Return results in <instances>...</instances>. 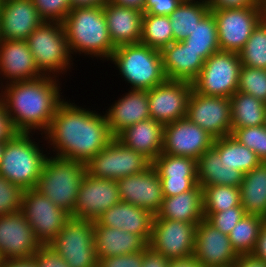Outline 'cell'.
Instances as JSON below:
<instances>
[{
	"label": "cell",
	"instance_id": "6da1fadb",
	"mask_svg": "<svg viewBox=\"0 0 266 267\" xmlns=\"http://www.w3.org/2000/svg\"><path fill=\"white\" fill-rule=\"evenodd\" d=\"M44 140L58 158L86 164L114 138L106 115L91 111L70 101L57 108Z\"/></svg>",
	"mask_w": 266,
	"mask_h": 267
},
{
	"label": "cell",
	"instance_id": "7a4b0ae2",
	"mask_svg": "<svg viewBox=\"0 0 266 267\" xmlns=\"http://www.w3.org/2000/svg\"><path fill=\"white\" fill-rule=\"evenodd\" d=\"M58 79L43 75L34 80L10 82L0 87V101L16 132L35 134L39 131L43 135L48 130L58 106L66 100L61 97Z\"/></svg>",
	"mask_w": 266,
	"mask_h": 267
},
{
	"label": "cell",
	"instance_id": "3957f363",
	"mask_svg": "<svg viewBox=\"0 0 266 267\" xmlns=\"http://www.w3.org/2000/svg\"><path fill=\"white\" fill-rule=\"evenodd\" d=\"M62 25L71 54L83 53L103 61L112 56L116 47L109 36L103 7L71 9Z\"/></svg>",
	"mask_w": 266,
	"mask_h": 267
},
{
	"label": "cell",
	"instance_id": "277c9868",
	"mask_svg": "<svg viewBox=\"0 0 266 267\" xmlns=\"http://www.w3.org/2000/svg\"><path fill=\"white\" fill-rule=\"evenodd\" d=\"M33 133L16 132L4 142L0 175L22 190L35 188L48 154L40 149ZM47 155V156H46Z\"/></svg>",
	"mask_w": 266,
	"mask_h": 267
},
{
	"label": "cell",
	"instance_id": "5b68a950",
	"mask_svg": "<svg viewBox=\"0 0 266 267\" xmlns=\"http://www.w3.org/2000/svg\"><path fill=\"white\" fill-rule=\"evenodd\" d=\"M87 173L83 162L48 156L35 186L56 206L74 212L77 194Z\"/></svg>",
	"mask_w": 266,
	"mask_h": 267
},
{
	"label": "cell",
	"instance_id": "8992f818",
	"mask_svg": "<svg viewBox=\"0 0 266 267\" xmlns=\"http://www.w3.org/2000/svg\"><path fill=\"white\" fill-rule=\"evenodd\" d=\"M131 90H150L165 80L161 53L141 42L115 48L109 59Z\"/></svg>",
	"mask_w": 266,
	"mask_h": 267
},
{
	"label": "cell",
	"instance_id": "52a82bcc",
	"mask_svg": "<svg viewBox=\"0 0 266 267\" xmlns=\"http://www.w3.org/2000/svg\"><path fill=\"white\" fill-rule=\"evenodd\" d=\"M34 62L43 75L58 77L73 66L61 22L43 21L26 40ZM72 62V63H71ZM52 73V74H51ZM59 74V75H58Z\"/></svg>",
	"mask_w": 266,
	"mask_h": 267
},
{
	"label": "cell",
	"instance_id": "ba28073f",
	"mask_svg": "<svg viewBox=\"0 0 266 267\" xmlns=\"http://www.w3.org/2000/svg\"><path fill=\"white\" fill-rule=\"evenodd\" d=\"M241 66L239 53H213L192 81L193 90L203 95L230 98L238 89Z\"/></svg>",
	"mask_w": 266,
	"mask_h": 267
},
{
	"label": "cell",
	"instance_id": "9c48e42d",
	"mask_svg": "<svg viewBox=\"0 0 266 267\" xmlns=\"http://www.w3.org/2000/svg\"><path fill=\"white\" fill-rule=\"evenodd\" d=\"M49 245L70 267H98L94 221L71 217Z\"/></svg>",
	"mask_w": 266,
	"mask_h": 267
},
{
	"label": "cell",
	"instance_id": "30bf717a",
	"mask_svg": "<svg viewBox=\"0 0 266 267\" xmlns=\"http://www.w3.org/2000/svg\"><path fill=\"white\" fill-rule=\"evenodd\" d=\"M151 165L148 158L125 146L116 137L85 164L90 176L113 180L143 172Z\"/></svg>",
	"mask_w": 266,
	"mask_h": 267
},
{
	"label": "cell",
	"instance_id": "8fae6325",
	"mask_svg": "<svg viewBox=\"0 0 266 267\" xmlns=\"http://www.w3.org/2000/svg\"><path fill=\"white\" fill-rule=\"evenodd\" d=\"M20 211L41 245H49L71 219V214L34 188L23 190Z\"/></svg>",
	"mask_w": 266,
	"mask_h": 267
},
{
	"label": "cell",
	"instance_id": "7c38bea8",
	"mask_svg": "<svg viewBox=\"0 0 266 267\" xmlns=\"http://www.w3.org/2000/svg\"><path fill=\"white\" fill-rule=\"evenodd\" d=\"M198 224L154 217L148 247L168 260L193 256Z\"/></svg>",
	"mask_w": 266,
	"mask_h": 267
},
{
	"label": "cell",
	"instance_id": "4fadbf2b",
	"mask_svg": "<svg viewBox=\"0 0 266 267\" xmlns=\"http://www.w3.org/2000/svg\"><path fill=\"white\" fill-rule=\"evenodd\" d=\"M210 11L217 23L220 51L239 53L261 21L259 7Z\"/></svg>",
	"mask_w": 266,
	"mask_h": 267
},
{
	"label": "cell",
	"instance_id": "5bb4252c",
	"mask_svg": "<svg viewBox=\"0 0 266 267\" xmlns=\"http://www.w3.org/2000/svg\"><path fill=\"white\" fill-rule=\"evenodd\" d=\"M214 138L232 134L230 98L208 96L191 92L188 100L187 116Z\"/></svg>",
	"mask_w": 266,
	"mask_h": 267
},
{
	"label": "cell",
	"instance_id": "9a60e30c",
	"mask_svg": "<svg viewBox=\"0 0 266 267\" xmlns=\"http://www.w3.org/2000/svg\"><path fill=\"white\" fill-rule=\"evenodd\" d=\"M192 91V82L168 79L148 90L151 118L164 125L186 118Z\"/></svg>",
	"mask_w": 266,
	"mask_h": 267
},
{
	"label": "cell",
	"instance_id": "2e32d148",
	"mask_svg": "<svg viewBox=\"0 0 266 267\" xmlns=\"http://www.w3.org/2000/svg\"><path fill=\"white\" fill-rule=\"evenodd\" d=\"M214 137L187 117L166 124L161 153L195 159L211 149Z\"/></svg>",
	"mask_w": 266,
	"mask_h": 267
},
{
	"label": "cell",
	"instance_id": "e0dca14e",
	"mask_svg": "<svg viewBox=\"0 0 266 267\" xmlns=\"http://www.w3.org/2000/svg\"><path fill=\"white\" fill-rule=\"evenodd\" d=\"M119 201L117 180L98 179L86 173L79 188L71 217L96 221L107 209Z\"/></svg>",
	"mask_w": 266,
	"mask_h": 267
},
{
	"label": "cell",
	"instance_id": "ac0fdd59",
	"mask_svg": "<svg viewBox=\"0 0 266 267\" xmlns=\"http://www.w3.org/2000/svg\"><path fill=\"white\" fill-rule=\"evenodd\" d=\"M40 246L21 211L0 216V260L31 258Z\"/></svg>",
	"mask_w": 266,
	"mask_h": 267
},
{
	"label": "cell",
	"instance_id": "d6986e66",
	"mask_svg": "<svg viewBox=\"0 0 266 267\" xmlns=\"http://www.w3.org/2000/svg\"><path fill=\"white\" fill-rule=\"evenodd\" d=\"M193 256L203 267H231L239 255L228 235L204 218L196 226Z\"/></svg>",
	"mask_w": 266,
	"mask_h": 267
},
{
	"label": "cell",
	"instance_id": "ffe728a7",
	"mask_svg": "<svg viewBox=\"0 0 266 267\" xmlns=\"http://www.w3.org/2000/svg\"><path fill=\"white\" fill-rule=\"evenodd\" d=\"M117 183L121 201L157 215L164 197L161 180L153 165L143 172L120 178Z\"/></svg>",
	"mask_w": 266,
	"mask_h": 267
},
{
	"label": "cell",
	"instance_id": "44dd1931",
	"mask_svg": "<svg viewBox=\"0 0 266 267\" xmlns=\"http://www.w3.org/2000/svg\"><path fill=\"white\" fill-rule=\"evenodd\" d=\"M42 22L32 0H3L0 5V40L26 41Z\"/></svg>",
	"mask_w": 266,
	"mask_h": 267
},
{
	"label": "cell",
	"instance_id": "7402d4cb",
	"mask_svg": "<svg viewBox=\"0 0 266 267\" xmlns=\"http://www.w3.org/2000/svg\"><path fill=\"white\" fill-rule=\"evenodd\" d=\"M0 75V87L4 85V80H7L4 83L8 84L43 76L34 62L27 42L19 40H0Z\"/></svg>",
	"mask_w": 266,
	"mask_h": 267
},
{
	"label": "cell",
	"instance_id": "603a6c76",
	"mask_svg": "<svg viewBox=\"0 0 266 267\" xmlns=\"http://www.w3.org/2000/svg\"><path fill=\"white\" fill-rule=\"evenodd\" d=\"M153 219L154 216L149 211L120 200L94 221V226L123 229L141 236L149 243Z\"/></svg>",
	"mask_w": 266,
	"mask_h": 267
},
{
	"label": "cell",
	"instance_id": "cb8c5ba5",
	"mask_svg": "<svg viewBox=\"0 0 266 267\" xmlns=\"http://www.w3.org/2000/svg\"><path fill=\"white\" fill-rule=\"evenodd\" d=\"M103 12L115 47L140 42L143 11L107 2L103 6Z\"/></svg>",
	"mask_w": 266,
	"mask_h": 267
},
{
	"label": "cell",
	"instance_id": "d4e9b609",
	"mask_svg": "<svg viewBox=\"0 0 266 267\" xmlns=\"http://www.w3.org/2000/svg\"><path fill=\"white\" fill-rule=\"evenodd\" d=\"M113 104L103 114L106 115L110 132L114 137L126 127L151 118L147 90L130 89Z\"/></svg>",
	"mask_w": 266,
	"mask_h": 267
},
{
	"label": "cell",
	"instance_id": "484cf974",
	"mask_svg": "<svg viewBox=\"0 0 266 267\" xmlns=\"http://www.w3.org/2000/svg\"><path fill=\"white\" fill-rule=\"evenodd\" d=\"M165 125L152 118L126 127L116 138L153 162L162 151Z\"/></svg>",
	"mask_w": 266,
	"mask_h": 267
},
{
	"label": "cell",
	"instance_id": "4316f807",
	"mask_svg": "<svg viewBox=\"0 0 266 267\" xmlns=\"http://www.w3.org/2000/svg\"><path fill=\"white\" fill-rule=\"evenodd\" d=\"M163 71L168 80L192 82L200 73L205 60L183 41L172 42L161 51Z\"/></svg>",
	"mask_w": 266,
	"mask_h": 267
},
{
	"label": "cell",
	"instance_id": "83f0119b",
	"mask_svg": "<svg viewBox=\"0 0 266 267\" xmlns=\"http://www.w3.org/2000/svg\"><path fill=\"white\" fill-rule=\"evenodd\" d=\"M94 245L98 261L111 256L141 252L148 247L141 236L108 226H94Z\"/></svg>",
	"mask_w": 266,
	"mask_h": 267
},
{
	"label": "cell",
	"instance_id": "f1b7e54d",
	"mask_svg": "<svg viewBox=\"0 0 266 267\" xmlns=\"http://www.w3.org/2000/svg\"><path fill=\"white\" fill-rule=\"evenodd\" d=\"M154 217L199 223L204 219L202 187L197 184L187 192L164 197L160 210Z\"/></svg>",
	"mask_w": 266,
	"mask_h": 267
},
{
	"label": "cell",
	"instance_id": "f546056e",
	"mask_svg": "<svg viewBox=\"0 0 266 267\" xmlns=\"http://www.w3.org/2000/svg\"><path fill=\"white\" fill-rule=\"evenodd\" d=\"M197 179L202 188L214 185L240 187L243 173L227 165L221 160L219 154L211 148L197 160Z\"/></svg>",
	"mask_w": 266,
	"mask_h": 267
},
{
	"label": "cell",
	"instance_id": "4dcf8cb0",
	"mask_svg": "<svg viewBox=\"0 0 266 267\" xmlns=\"http://www.w3.org/2000/svg\"><path fill=\"white\" fill-rule=\"evenodd\" d=\"M240 197L246 214L266 220V162L243 174Z\"/></svg>",
	"mask_w": 266,
	"mask_h": 267
},
{
	"label": "cell",
	"instance_id": "1f68e13d",
	"mask_svg": "<svg viewBox=\"0 0 266 267\" xmlns=\"http://www.w3.org/2000/svg\"><path fill=\"white\" fill-rule=\"evenodd\" d=\"M212 148L219 154L221 160L243 174L262 162L255 152L240 144L231 134L215 138Z\"/></svg>",
	"mask_w": 266,
	"mask_h": 267
},
{
	"label": "cell",
	"instance_id": "d6a6232c",
	"mask_svg": "<svg viewBox=\"0 0 266 267\" xmlns=\"http://www.w3.org/2000/svg\"><path fill=\"white\" fill-rule=\"evenodd\" d=\"M232 131L263 125L266 104L252 95L236 91L230 97Z\"/></svg>",
	"mask_w": 266,
	"mask_h": 267
},
{
	"label": "cell",
	"instance_id": "836d02e7",
	"mask_svg": "<svg viewBox=\"0 0 266 267\" xmlns=\"http://www.w3.org/2000/svg\"><path fill=\"white\" fill-rule=\"evenodd\" d=\"M210 11L205 0L182 1L169 16L173 29V42L185 40L192 34L197 24Z\"/></svg>",
	"mask_w": 266,
	"mask_h": 267
},
{
	"label": "cell",
	"instance_id": "e575fe53",
	"mask_svg": "<svg viewBox=\"0 0 266 267\" xmlns=\"http://www.w3.org/2000/svg\"><path fill=\"white\" fill-rule=\"evenodd\" d=\"M183 42L187 47L208 59L213 53L220 51L217 33V23L211 11L197 24L189 37Z\"/></svg>",
	"mask_w": 266,
	"mask_h": 267
},
{
	"label": "cell",
	"instance_id": "d590c367",
	"mask_svg": "<svg viewBox=\"0 0 266 267\" xmlns=\"http://www.w3.org/2000/svg\"><path fill=\"white\" fill-rule=\"evenodd\" d=\"M140 42L161 51L173 42V29L169 16L143 14Z\"/></svg>",
	"mask_w": 266,
	"mask_h": 267
},
{
	"label": "cell",
	"instance_id": "8d00e7d4",
	"mask_svg": "<svg viewBox=\"0 0 266 267\" xmlns=\"http://www.w3.org/2000/svg\"><path fill=\"white\" fill-rule=\"evenodd\" d=\"M265 219L245 214L232 228L228 237L238 255L251 254L255 248L260 228Z\"/></svg>",
	"mask_w": 266,
	"mask_h": 267
},
{
	"label": "cell",
	"instance_id": "74e56055",
	"mask_svg": "<svg viewBox=\"0 0 266 267\" xmlns=\"http://www.w3.org/2000/svg\"><path fill=\"white\" fill-rule=\"evenodd\" d=\"M203 190V211L221 212L241 205L240 187L214 185Z\"/></svg>",
	"mask_w": 266,
	"mask_h": 267
},
{
	"label": "cell",
	"instance_id": "f35d334b",
	"mask_svg": "<svg viewBox=\"0 0 266 267\" xmlns=\"http://www.w3.org/2000/svg\"><path fill=\"white\" fill-rule=\"evenodd\" d=\"M152 165L159 178L197 177V161L190 157L161 153Z\"/></svg>",
	"mask_w": 266,
	"mask_h": 267
},
{
	"label": "cell",
	"instance_id": "ab89813d",
	"mask_svg": "<svg viewBox=\"0 0 266 267\" xmlns=\"http://www.w3.org/2000/svg\"><path fill=\"white\" fill-rule=\"evenodd\" d=\"M239 56L242 66L266 69V22L254 28Z\"/></svg>",
	"mask_w": 266,
	"mask_h": 267
},
{
	"label": "cell",
	"instance_id": "60d3db41",
	"mask_svg": "<svg viewBox=\"0 0 266 267\" xmlns=\"http://www.w3.org/2000/svg\"><path fill=\"white\" fill-rule=\"evenodd\" d=\"M237 91L252 95L266 104V69L241 66Z\"/></svg>",
	"mask_w": 266,
	"mask_h": 267
},
{
	"label": "cell",
	"instance_id": "b9f144b4",
	"mask_svg": "<svg viewBox=\"0 0 266 267\" xmlns=\"http://www.w3.org/2000/svg\"><path fill=\"white\" fill-rule=\"evenodd\" d=\"M236 140L256 153L257 157L266 162V127L235 128L231 134Z\"/></svg>",
	"mask_w": 266,
	"mask_h": 267
},
{
	"label": "cell",
	"instance_id": "7bdbcfd3",
	"mask_svg": "<svg viewBox=\"0 0 266 267\" xmlns=\"http://www.w3.org/2000/svg\"><path fill=\"white\" fill-rule=\"evenodd\" d=\"M23 190L0 175V216L20 211Z\"/></svg>",
	"mask_w": 266,
	"mask_h": 267
},
{
	"label": "cell",
	"instance_id": "ee69618b",
	"mask_svg": "<svg viewBox=\"0 0 266 267\" xmlns=\"http://www.w3.org/2000/svg\"><path fill=\"white\" fill-rule=\"evenodd\" d=\"M43 21L63 22L71 10L70 0H32Z\"/></svg>",
	"mask_w": 266,
	"mask_h": 267
},
{
	"label": "cell",
	"instance_id": "f6af8a7d",
	"mask_svg": "<svg viewBox=\"0 0 266 267\" xmlns=\"http://www.w3.org/2000/svg\"><path fill=\"white\" fill-rule=\"evenodd\" d=\"M245 214L244 208L237 206L221 212H204V218L219 231L229 235L232 228Z\"/></svg>",
	"mask_w": 266,
	"mask_h": 267
},
{
	"label": "cell",
	"instance_id": "bcb514c9",
	"mask_svg": "<svg viewBox=\"0 0 266 267\" xmlns=\"http://www.w3.org/2000/svg\"><path fill=\"white\" fill-rule=\"evenodd\" d=\"M163 197H171L192 190L197 184V177L160 178Z\"/></svg>",
	"mask_w": 266,
	"mask_h": 267
},
{
	"label": "cell",
	"instance_id": "7dc6e473",
	"mask_svg": "<svg viewBox=\"0 0 266 267\" xmlns=\"http://www.w3.org/2000/svg\"><path fill=\"white\" fill-rule=\"evenodd\" d=\"M32 257L37 267H70L50 245H41Z\"/></svg>",
	"mask_w": 266,
	"mask_h": 267
},
{
	"label": "cell",
	"instance_id": "c3c4849f",
	"mask_svg": "<svg viewBox=\"0 0 266 267\" xmlns=\"http://www.w3.org/2000/svg\"><path fill=\"white\" fill-rule=\"evenodd\" d=\"M98 267H142V251L102 258L98 262Z\"/></svg>",
	"mask_w": 266,
	"mask_h": 267
},
{
	"label": "cell",
	"instance_id": "681fc988",
	"mask_svg": "<svg viewBox=\"0 0 266 267\" xmlns=\"http://www.w3.org/2000/svg\"><path fill=\"white\" fill-rule=\"evenodd\" d=\"M182 0H145L143 12L146 14L170 16Z\"/></svg>",
	"mask_w": 266,
	"mask_h": 267
},
{
	"label": "cell",
	"instance_id": "f907efd6",
	"mask_svg": "<svg viewBox=\"0 0 266 267\" xmlns=\"http://www.w3.org/2000/svg\"><path fill=\"white\" fill-rule=\"evenodd\" d=\"M210 10L258 7L254 0H205Z\"/></svg>",
	"mask_w": 266,
	"mask_h": 267
},
{
	"label": "cell",
	"instance_id": "816d5d0a",
	"mask_svg": "<svg viewBox=\"0 0 266 267\" xmlns=\"http://www.w3.org/2000/svg\"><path fill=\"white\" fill-rule=\"evenodd\" d=\"M169 261L163 254L150 247L142 251V267H168Z\"/></svg>",
	"mask_w": 266,
	"mask_h": 267
},
{
	"label": "cell",
	"instance_id": "f5cc1de1",
	"mask_svg": "<svg viewBox=\"0 0 266 267\" xmlns=\"http://www.w3.org/2000/svg\"><path fill=\"white\" fill-rule=\"evenodd\" d=\"M16 131L14 130L9 115L3 103L0 101V142H6L9 140Z\"/></svg>",
	"mask_w": 266,
	"mask_h": 267
},
{
	"label": "cell",
	"instance_id": "db71d44e",
	"mask_svg": "<svg viewBox=\"0 0 266 267\" xmlns=\"http://www.w3.org/2000/svg\"><path fill=\"white\" fill-rule=\"evenodd\" d=\"M251 254L266 262V220L260 228L255 248Z\"/></svg>",
	"mask_w": 266,
	"mask_h": 267
},
{
	"label": "cell",
	"instance_id": "11a10c76",
	"mask_svg": "<svg viewBox=\"0 0 266 267\" xmlns=\"http://www.w3.org/2000/svg\"><path fill=\"white\" fill-rule=\"evenodd\" d=\"M231 267H266V262L252 254L239 255Z\"/></svg>",
	"mask_w": 266,
	"mask_h": 267
},
{
	"label": "cell",
	"instance_id": "9f6ffc18",
	"mask_svg": "<svg viewBox=\"0 0 266 267\" xmlns=\"http://www.w3.org/2000/svg\"><path fill=\"white\" fill-rule=\"evenodd\" d=\"M0 267H37L33 257L27 259H3Z\"/></svg>",
	"mask_w": 266,
	"mask_h": 267
},
{
	"label": "cell",
	"instance_id": "6f0895ef",
	"mask_svg": "<svg viewBox=\"0 0 266 267\" xmlns=\"http://www.w3.org/2000/svg\"><path fill=\"white\" fill-rule=\"evenodd\" d=\"M109 0H70L71 9L87 7H103Z\"/></svg>",
	"mask_w": 266,
	"mask_h": 267
},
{
	"label": "cell",
	"instance_id": "680465c9",
	"mask_svg": "<svg viewBox=\"0 0 266 267\" xmlns=\"http://www.w3.org/2000/svg\"><path fill=\"white\" fill-rule=\"evenodd\" d=\"M168 267H203L194 256L183 259H171Z\"/></svg>",
	"mask_w": 266,
	"mask_h": 267
},
{
	"label": "cell",
	"instance_id": "91938a15",
	"mask_svg": "<svg viewBox=\"0 0 266 267\" xmlns=\"http://www.w3.org/2000/svg\"><path fill=\"white\" fill-rule=\"evenodd\" d=\"M109 2L121 6L136 8L142 11L145 0H109Z\"/></svg>",
	"mask_w": 266,
	"mask_h": 267
},
{
	"label": "cell",
	"instance_id": "94428289",
	"mask_svg": "<svg viewBox=\"0 0 266 267\" xmlns=\"http://www.w3.org/2000/svg\"><path fill=\"white\" fill-rule=\"evenodd\" d=\"M260 19L262 22H266V0H261L258 3Z\"/></svg>",
	"mask_w": 266,
	"mask_h": 267
},
{
	"label": "cell",
	"instance_id": "6125c7cd",
	"mask_svg": "<svg viewBox=\"0 0 266 267\" xmlns=\"http://www.w3.org/2000/svg\"><path fill=\"white\" fill-rule=\"evenodd\" d=\"M4 142H0V162L3 156Z\"/></svg>",
	"mask_w": 266,
	"mask_h": 267
},
{
	"label": "cell",
	"instance_id": "be15d7a7",
	"mask_svg": "<svg viewBox=\"0 0 266 267\" xmlns=\"http://www.w3.org/2000/svg\"><path fill=\"white\" fill-rule=\"evenodd\" d=\"M263 126L266 127V106H265V109H264Z\"/></svg>",
	"mask_w": 266,
	"mask_h": 267
},
{
	"label": "cell",
	"instance_id": "e7e4bbea",
	"mask_svg": "<svg viewBox=\"0 0 266 267\" xmlns=\"http://www.w3.org/2000/svg\"><path fill=\"white\" fill-rule=\"evenodd\" d=\"M182 1H198V0H182Z\"/></svg>",
	"mask_w": 266,
	"mask_h": 267
}]
</instances>
